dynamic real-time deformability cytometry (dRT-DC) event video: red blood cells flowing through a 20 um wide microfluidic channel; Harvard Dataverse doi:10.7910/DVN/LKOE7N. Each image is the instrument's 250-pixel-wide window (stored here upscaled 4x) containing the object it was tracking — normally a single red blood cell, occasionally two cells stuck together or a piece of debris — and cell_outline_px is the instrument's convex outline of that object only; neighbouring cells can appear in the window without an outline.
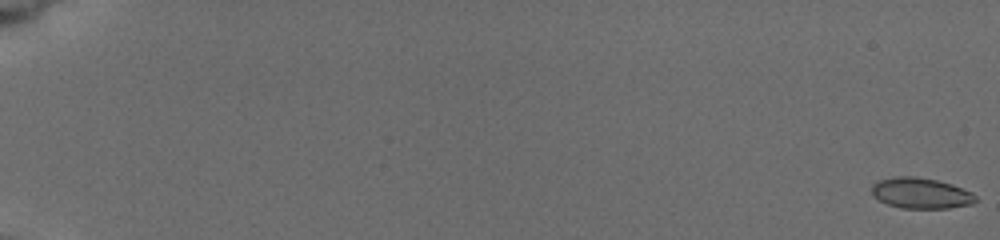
{"species": "common noctule bat (a hibernating species)", "species_latin": "Nyctalus noctula", "temperature_condition": "cold", "stored_images_in_passage": 13, "camera_frame_rate_fps": 3000, "um_per_image_px": 0.085, "animal": {"sex": "female", "body_mass_g": 19.5, "forearm_length_mm": 54.1}, "frame": {"image": 1, "passage_image": 1, "time_ms": 0.0, "image_size_px": [1000, 240], "cell_outline_px": [[976, 200], [972, 204], [948, 208], [900, 208], [888, 204], [872, 196], [872, 184], [876, 180], [892, 176], [916, 176], [936, 180], [952, 184], [972, 192], [976, 196]], "centroid_in_image_um": [78.24, 16.4], "position_along_channel_um": 6.8, "area_um2": 18.79}}
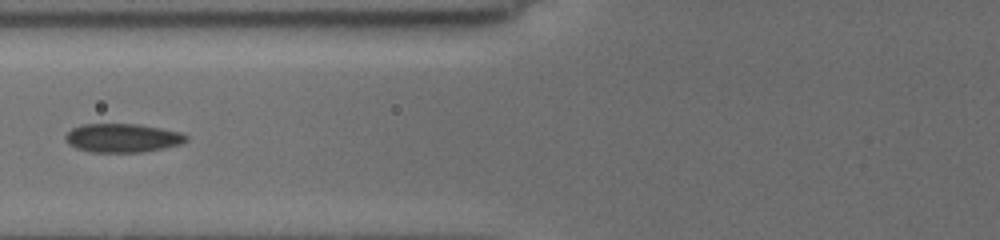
{"frame": {"image": 2, "passage_image": 10, "time_ms": 8.333, "image_size_px": [1000, 240], "cell_outline_px": [[188, 140], [180, 144], [164, 148], [140, 152], [88, 152], [76, 148], [68, 144], [64, 140], [64, 136], [72, 128], [80, 124], [140, 124], [180, 132], [188, 136]], "centroid_in_image_um": [10.38, 11.72], "position_along_channel_um": 115.4, "area_um2": 20.35}}
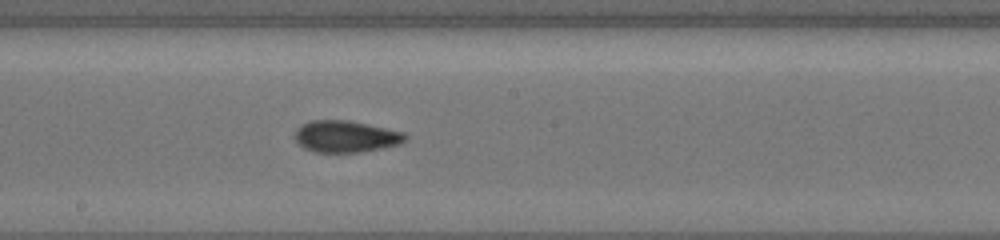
{"frame": {"image": 3, "passage_image": 13, "time_ms": 11.0, "image_size_px": [1000, 240], "cell_outline_px": [[408, 136], [400, 144], [384, 148], [360, 152], [312, 152], [304, 148], [292, 136], [296, 128], [300, 124], [308, 120], [348, 120], [368, 124], [404, 132]], "centroid_in_image_um": [29.35, 11.59], "position_along_channel_um": 218.9, "area_um2": 20.69}}